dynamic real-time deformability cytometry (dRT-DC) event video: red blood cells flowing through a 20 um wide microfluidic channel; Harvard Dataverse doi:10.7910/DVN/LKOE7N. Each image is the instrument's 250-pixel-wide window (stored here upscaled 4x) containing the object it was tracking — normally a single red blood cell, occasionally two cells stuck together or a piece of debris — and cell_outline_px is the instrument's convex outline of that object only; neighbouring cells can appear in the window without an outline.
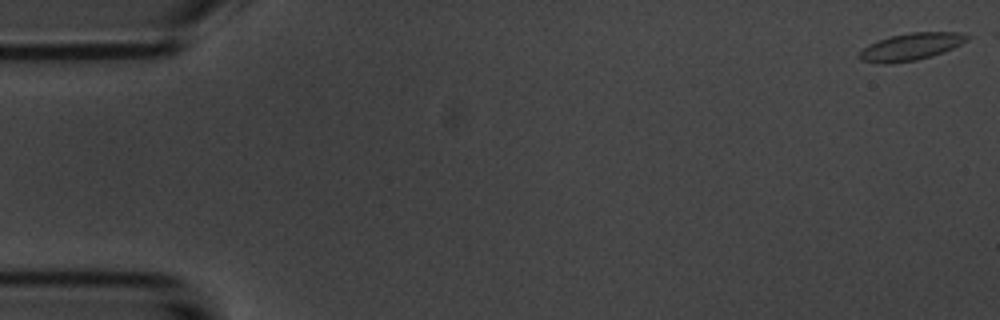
{"species": "common noctule bat (a hibernating species)", "species_latin": "Nyctalus noctula", "temperature_condition": "room temperature", "stored_images_in_passage": 6, "camera_frame_rate_fps": 3000, "um_per_image_px": 0.085, "animal": {"sex": "male", "body_mass_g": 20.1, "forearm_length_mm": 53.5}, "frame": {"image": 1, "passage_image": 1, "time_ms": 0.0, "image_size_px": [1000, 320], "cell_outline_px": [[972, 36], [968, 40], [944, 52], [932, 56], [916, 60], [888, 64], [876, 64], [860, 60], [856, 56], [868, 44], [892, 36], [908, 32], [960, 32]], "centroid_in_image_um": [77.42, 3.98], "position_along_channel_um": 7.6, "area_um2": 17.22}}